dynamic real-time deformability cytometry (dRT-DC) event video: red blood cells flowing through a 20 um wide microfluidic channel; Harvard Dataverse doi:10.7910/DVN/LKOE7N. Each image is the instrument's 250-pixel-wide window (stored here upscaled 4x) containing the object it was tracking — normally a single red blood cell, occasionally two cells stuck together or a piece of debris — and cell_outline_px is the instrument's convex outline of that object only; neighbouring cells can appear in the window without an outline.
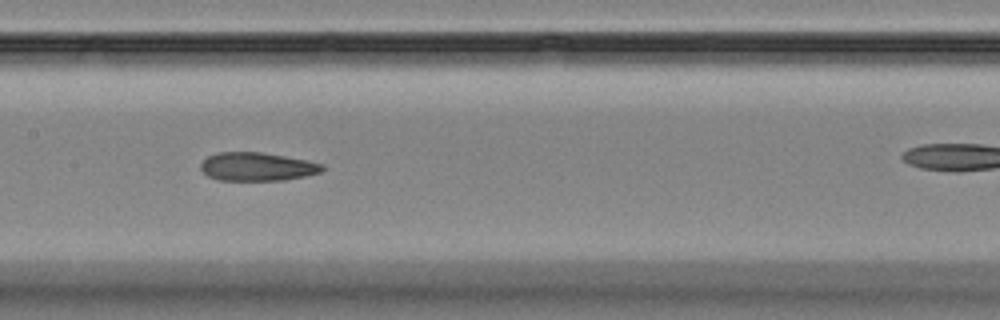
{"species": "Egyptian fruit bat (a non-hibernating species)", "species_latin": "Rousettus aegyptiacus", "temperature_condition": "room temperature", "stored_images_in_passage": 15, "camera_frame_rate_fps": 3000, "um_per_image_px": 0.085, "animal": {"sex": "female"}, "frame": {"image": 1, "passage_image": 7, "time_ms": 7.667, "image_size_px": [1000, 320], "cell_outline_px": [[324, 168], [320, 172], [304, 176], [284, 180], [220, 180], [208, 176], [200, 168], [200, 164], [208, 156], [216, 152], [260, 152], [284, 156], [324, 164]], "centroid_in_image_um": [21.83, 14.16], "position_along_channel_um": 185.6, "area_um2": 19.94}}
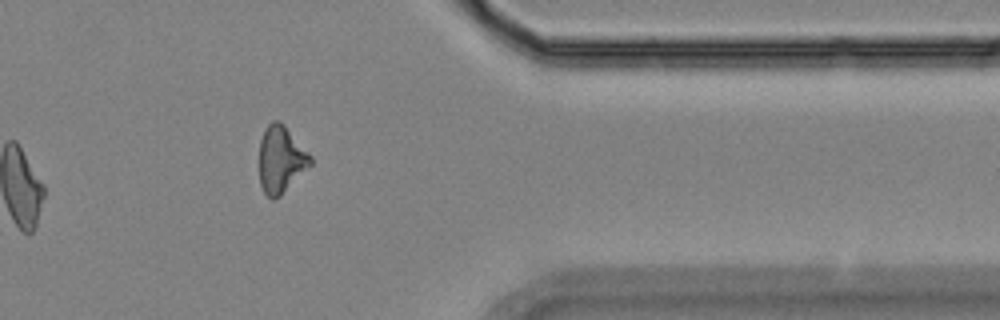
{"frame": {"image": 2, "passage_image": 13, "time_ms": 15.333, "image_size_px": [1000, 320], "cell_outline_px": [[312, 164], [280, 196], [272, 200], [264, 192], [260, 184], [260, 140], [264, 128], [272, 120], [280, 120], [284, 124], [312, 156]], "centroid_in_image_um": [23.88, 13.53], "position_along_channel_um": 387.5, "area_um2": 20.0}}
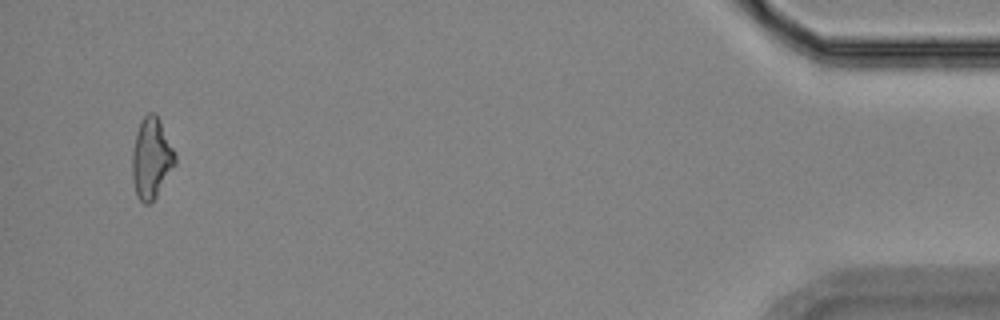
{"frame": {"image": 3, "passage_image": 15, "time_ms": 18.0, "image_size_px": [1000, 320], "cell_outline_px": [[176, 164], [156, 196], [148, 204], [144, 204], [136, 196], [132, 176], [132, 152], [136, 132], [140, 120], [148, 112], [156, 112], [160, 120], [176, 156]], "centroid_in_image_um": [12.85, 13.43], "position_along_channel_um": 422.3, "area_um2": 20.17}, "authors_computed_cell_mechanics": {"area_um2": 20.9814, "velocity_mm_per_s": 3.6069, "shape_relaxation_time_tau1_ms": 11.0072, "shape_relaxation_time_tau2_ms": 5.1961, "deformation_change_tau1": 0.1988, "deformation_change_tau2": 0.1165}}